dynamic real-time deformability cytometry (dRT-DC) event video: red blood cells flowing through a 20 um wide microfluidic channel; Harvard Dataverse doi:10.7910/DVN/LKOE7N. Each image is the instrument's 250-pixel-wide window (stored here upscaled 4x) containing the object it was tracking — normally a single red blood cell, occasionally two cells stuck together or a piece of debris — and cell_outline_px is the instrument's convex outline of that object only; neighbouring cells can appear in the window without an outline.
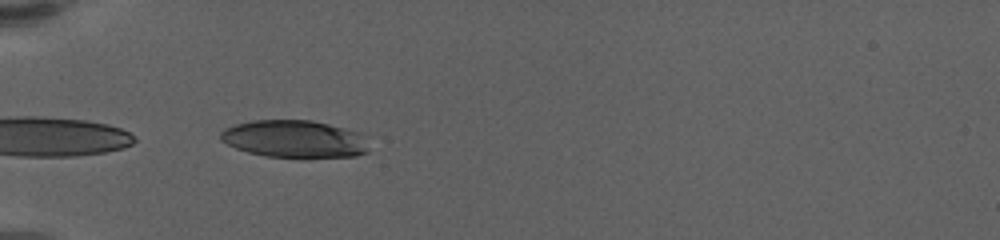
{"species": "human", "species_latin": "Homo sapiens", "temperature_condition": "warm", "stored_images_in_passage": 42, "camera_frame_rate_fps": 3000, "um_per_image_px": 0.085, "donor": {"sex": "female"}, "frame": {"image": 1, "passage_image": 1, "time_ms": 0.0, "image_size_px": [1000, 240], "cell_outline_px": [[368, 152], [356, 156], [300, 160], [264, 156], [248, 152], [236, 148], [220, 140], [220, 132], [224, 128], [236, 124], [252, 120], [312, 120], [328, 124], [356, 132]], "centroid_in_image_um": [24.94, 11.85], "position_along_channel_um": 60.1, "area_um2": 32.71}}
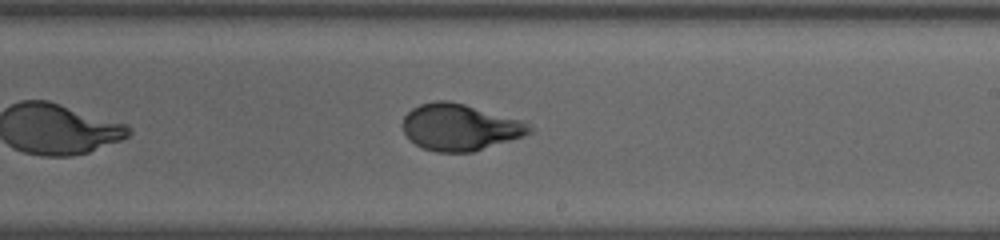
{"frame": {"image": 2, "passage_image": 19, "time_ms": 6.0, "image_size_px": [1000, 240], "cell_outline_px": [[536, 128], [532, 132], [524, 136], [472, 152], [436, 152], [424, 148], [408, 140], [404, 132], [404, 116], [412, 108], [420, 104], [436, 100], [448, 100], [464, 104], [524, 120]], "centroid_in_image_um": [39.13, 10.81], "position_along_channel_um": 249.9, "area_um2": 34.56}}
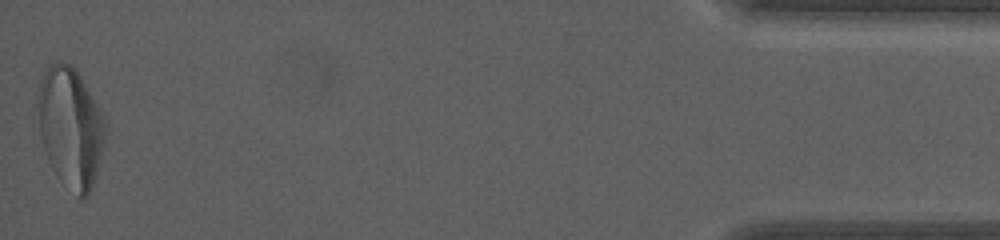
{"frame": {"image": 3, "passage_image": 42, "time_ms": 13.667, "image_size_px": [1000, 240], "cell_outline_px": [[104, 148], [92, 188], [88, 196], [84, 200], [80, 200], [56, 176], [48, 160], [44, 148], [40, 132], [36, 100], [36, 96], [40, 80], [44, 72], [52, 64], [60, 60], [68, 64], [80, 76], [96, 104], [104, 120]], "centroid_in_image_um": [5.96, 10.88], "position_along_channel_um": 429.2, "area_um2": 46.99}, "authors_computed_cell_mechanics": {"area_um2": 34.5066, "velocity_mm_per_s": 3.3652, "shape_relaxation_time_tau1_ms": 4.7258, "shape_relaxation_time_tau2_ms": 0.8147, "deformation_change_tau1": 0.2046, "deformation_change_tau2": 0.0605}}